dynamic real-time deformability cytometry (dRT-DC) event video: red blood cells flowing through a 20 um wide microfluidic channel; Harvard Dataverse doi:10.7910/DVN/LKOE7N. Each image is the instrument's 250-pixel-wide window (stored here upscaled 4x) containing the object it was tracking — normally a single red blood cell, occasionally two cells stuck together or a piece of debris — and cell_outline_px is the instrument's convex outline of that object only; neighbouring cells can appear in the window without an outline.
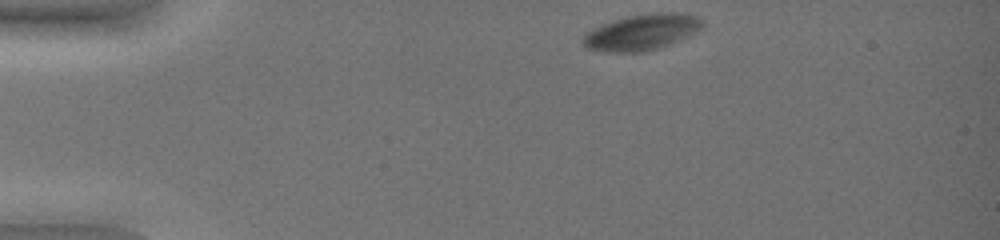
{"species": "common noctule bat (a hibernating species)", "species_latin": "Nyctalus noctula", "temperature_condition": "warm", "stored_images_in_passage": 41, "camera_frame_rate_fps": 3000, "um_per_image_px": 0.085, "animal": {"sex": "female", "body_mass_g": 19.0, "forearm_length_mm": 51.5}, "frame": {"image": 1, "passage_image": 1, "time_ms": 0.0, "image_size_px": [1000, 240], "cell_outline_px": [[704, 28], [680, 40], [644, 52], [608, 52], [588, 48], [580, 40], [584, 32], [592, 28], [628, 16], [656, 12], [680, 12], [696, 16], [704, 20]], "centroid_in_image_um": [54.57, 2.72], "position_along_channel_um": 30.4, "area_um2": 25.09}}
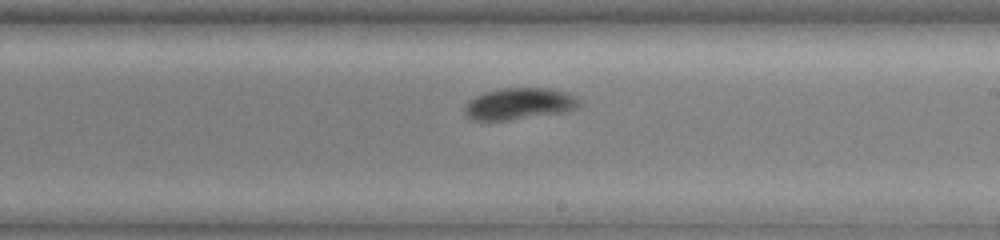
{"frame": {"image": 2, "passage_image": 24, "time_ms": 7.667, "image_size_px": [1000, 240], "cell_outline_px": [[584, 104], [568, 112], [508, 120], [472, 120], [464, 112], [464, 104], [468, 100], [484, 92], [504, 88], [552, 88], [568, 92], [580, 100]], "centroid_in_image_um": [44.18, 8.82], "position_along_channel_um": 244.8, "area_um2": 21.44}}
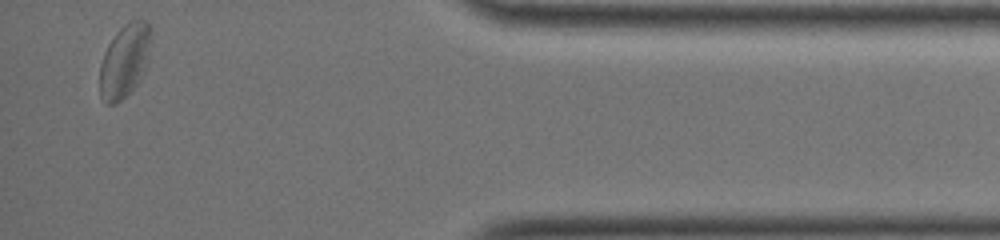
{"frame": {"image": 3, "passage_image": 41, "time_ms": 13.333, "image_size_px": [1000, 240], "cell_outline_px": [[152, 28], [148, 60], [144, 72], [140, 80], [116, 104], [104, 104], [100, 96], [100, 64], [104, 52], [108, 44], [116, 32], [128, 20], [148, 20]], "centroid_in_image_um": [10.6, 5.13], "position_along_channel_um": 424.6, "area_um2": 22.14}, "authors_computed_cell_mechanics": {"area_um2": 22.7154, "velocity_mm_per_s": 3.7263, "shape_relaxation_time_tau1_ms": 1.2038, "shape_relaxation_time_tau2_ms": 2.442, "deformation_change_tau1": 0.0795, "deformation_change_tau2": 0.0351}}